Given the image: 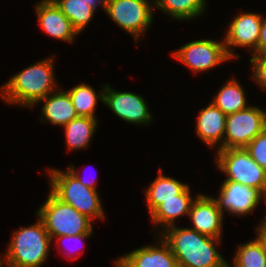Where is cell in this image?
I'll return each mask as SVG.
<instances>
[{"label": "cell", "mask_w": 266, "mask_h": 267, "mask_svg": "<svg viewBox=\"0 0 266 267\" xmlns=\"http://www.w3.org/2000/svg\"><path fill=\"white\" fill-rule=\"evenodd\" d=\"M158 235L170 246L178 267H228L229 262L217 251L222 239L177 224Z\"/></svg>", "instance_id": "cell-1"}, {"label": "cell", "mask_w": 266, "mask_h": 267, "mask_svg": "<svg viewBox=\"0 0 266 267\" xmlns=\"http://www.w3.org/2000/svg\"><path fill=\"white\" fill-rule=\"evenodd\" d=\"M53 54L12 75L0 88L1 99L8 103L33 109L48 94L59 89L54 71Z\"/></svg>", "instance_id": "cell-2"}, {"label": "cell", "mask_w": 266, "mask_h": 267, "mask_svg": "<svg viewBox=\"0 0 266 267\" xmlns=\"http://www.w3.org/2000/svg\"><path fill=\"white\" fill-rule=\"evenodd\" d=\"M3 260L7 267H41L50 255L52 239L42 220L12 232Z\"/></svg>", "instance_id": "cell-3"}, {"label": "cell", "mask_w": 266, "mask_h": 267, "mask_svg": "<svg viewBox=\"0 0 266 267\" xmlns=\"http://www.w3.org/2000/svg\"><path fill=\"white\" fill-rule=\"evenodd\" d=\"M50 190L62 202L69 204L81 214L105 220L103 205L97 190L86 187L67 169L48 168Z\"/></svg>", "instance_id": "cell-4"}, {"label": "cell", "mask_w": 266, "mask_h": 267, "mask_svg": "<svg viewBox=\"0 0 266 267\" xmlns=\"http://www.w3.org/2000/svg\"><path fill=\"white\" fill-rule=\"evenodd\" d=\"M36 211L52 241L58 236L93 234L94 221L62 202L51 191Z\"/></svg>", "instance_id": "cell-5"}, {"label": "cell", "mask_w": 266, "mask_h": 267, "mask_svg": "<svg viewBox=\"0 0 266 267\" xmlns=\"http://www.w3.org/2000/svg\"><path fill=\"white\" fill-rule=\"evenodd\" d=\"M216 168L226 174L224 181H234L259 189L266 196V170L262 168L245 148L214 151Z\"/></svg>", "instance_id": "cell-6"}, {"label": "cell", "mask_w": 266, "mask_h": 267, "mask_svg": "<svg viewBox=\"0 0 266 267\" xmlns=\"http://www.w3.org/2000/svg\"><path fill=\"white\" fill-rule=\"evenodd\" d=\"M153 0H107L106 14L122 30L128 32L135 40L141 36L153 23Z\"/></svg>", "instance_id": "cell-7"}, {"label": "cell", "mask_w": 266, "mask_h": 267, "mask_svg": "<svg viewBox=\"0 0 266 267\" xmlns=\"http://www.w3.org/2000/svg\"><path fill=\"white\" fill-rule=\"evenodd\" d=\"M266 128V110L255 105L226 116L223 149L245 148Z\"/></svg>", "instance_id": "cell-8"}, {"label": "cell", "mask_w": 266, "mask_h": 267, "mask_svg": "<svg viewBox=\"0 0 266 267\" xmlns=\"http://www.w3.org/2000/svg\"><path fill=\"white\" fill-rule=\"evenodd\" d=\"M171 55L194 73L211 70L231 60L226 52L223 38L220 41L214 39L191 41Z\"/></svg>", "instance_id": "cell-9"}, {"label": "cell", "mask_w": 266, "mask_h": 267, "mask_svg": "<svg viewBox=\"0 0 266 267\" xmlns=\"http://www.w3.org/2000/svg\"><path fill=\"white\" fill-rule=\"evenodd\" d=\"M103 104L120 119L130 124L149 126L153 122L150 106L142 95L114 90L106 83Z\"/></svg>", "instance_id": "cell-10"}, {"label": "cell", "mask_w": 266, "mask_h": 267, "mask_svg": "<svg viewBox=\"0 0 266 267\" xmlns=\"http://www.w3.org/2000/svg\"><path fill=\"white\" fill-rule=\"evenodd\" d=\"M218 197H213L219 210L225 214L248 216L259 206L261 200L266 203V196L257 188L242 185L234 181L222 182ZM265 198V199H264Z\"/></svg>", "instance_id": "cell-11"}, {"label": "cell", "mask_w": 266, "mask_h": 267, "mask_svg": "<svg viewBox=\"0 0 266 267\" xmlns=\"http://www.w3.org/2000/svg\"><path fill=\"white\" fill-rule=\"evenodd\" d=\"M232 19L223 39L228 56L231 59H238L240 56L235 53L234 47H245L248 51H254L257 48L263 15L241 11Z\"/></svg>", "instance_id": "cell-12"}, {"label": "cell", "mask_w": 266, "mask_h": 267, "mask_svg": "<svg viewBox=\"0 0 266 267\" xmlns=\"http://www.w3.org/2000/svg\"><path fill=\"white\" fill-rule=\"evenodd\" d=\"M158 238L153 245H144L116 258L114 267H178L170 246L160 235Z\"/></svg>", "instance_id": "cell-13"}, {"label": "cell", "mask_w": 266, "mask_h": 267, "mask_svg": "<svg viewBox=\"0 0 266 267\" xmlns=\"http://www.w3.org/2000/svg\"><path fill=\"white\" fill-rule=\"evenodd\" d=\"M189 219L191 229L210 237L222 239L224 214L219 210L213 196L199 194L192 202Z\"/></svg>", "instance_id": "cell-14"}, {"label": "cell", "mask_w": 266, "mask_h": 267, "mask_svg": "<svg viewBox=\"0 0 266 267\" xmlns=\"http://www.w3.org/2000/svg\"><path fill=\"white\" fill-rule=\"evenodd\" d=\"M34 6L38 23L47 35L67 43H72L79 35L56 4L41 0Z\"/></svg>", "instance_id": "cell-15"}, {"label": "cell", "mask_w": 266, "mask_h": 267, "mask_svg": "<svg viewBox=\"0 0 266 267\" xmlns=\"http://www.w3.org/2000/svg\"><path fill=\"white\" fill-rule=\"evenodd\" d=\"M226 116L212 102L198 113L196 123V134L211 149L223 150V137L226 128ZM219 146V147H218Z\"/></svg>", "instance_id": "cell-16"}, {"label": "cell", "mask_w": 266, "mask_h": 267, "mask_svg": "<svg viewBox=\"0 0 266 267\" xmlns=\"http://www.w3.org/2000/svg\"><path fill=\"white\" fill-rule=\"evenodd\" d=\"M41 102H43V105L40 120L43 123L50 122L51 125L64 127L78 117L71 97L66 90H62L60 87L59 90L57 89L39 100L34 106Z\"/></svg>", "instance_id": "cell-17"}, {"label": "cell", "mask_w": 266, "mask_h": 267, "mask_svg": "<svg viewBox=\"0 0 266 267\" xmlns=\"http://www.w3.org/2000/svg\"><path fill=\"white\" fill-rule=\"evenodd\" d=\"M190 186H188L180 195L179 199L165 200L160 204L151 214L150 219L153 222V227H161L157 230L158 233L163 232L166 228L174 226L175 221L181 216H189L192 202L199 195L195 197L191 195ZM160 231V232H159Z\"/></svg>", "instance_id": "cell-18"}, {"label": "cell", "mask_w": 266, "mask_h": 267, "mask_svg": "<svg viewBox=\"0 0 266 267\" xmlns=\"http://www.w3.org/2000/svg\"><path fill=\"white\" fill-rule=\"evenodd\" d=\"M162 172L163 170L160 168L156 179L144 190L149 214L165 200L179 199V195L189 186L175 178L163 175Z\"/></svg>", "instance_id": "cell-19"}, {"label": "cell", "mask_w": 266, "mask_h": 267, "mask_svg": "<svg viewBox=\"0 0 266 267\" xmlns=\"http://www.w3.org/2000/svg\"><path fill=\"white\" fill-rule=\"evenodd\" d=\"M211 102L225 115H230L247 108L250 104L246 98V91L235 78L229 79L219 88Z\"/></svg>", "instance_id": "cell-20"}, {"label": "cell", "mask_w": 266, "mask_h": 267, "mask_svg": "<svg viewBox=\"0 0 266 267\" xmlns=\"http://www.w3.org/2000/svg\"><path fill=\"white\" fill-rule=\"evenodd\" d=\"M98 119L78 116L63 128L65 129V139L67 151L88 148L96 129Z\"/></svg>", "instance_id": "cell-21"}, {"label": "cell", "mask_w": 266, "mask_h": 267, "mask_svg": "<svg viewBox=\"0 0 266 267\" xmlns=\"http://www.w3.org/2000/svg\"><path fill=\"white\" fill-rule=\"evenodd\" d=\"M207 0H153L154 10H161L170 18L190 21L202 16L206 10Z\"/></svg>", "instance_id": "cell-22"}, {"label": "cell", "mask_w": 266, "mask_h": 267, "mask_svg": "<svg viewBox=\"0 0 266 267\" xmlns=\"http://www.w3.org/2000/svg\"><path fill=\"white\" fill-rule=\"evenodd\" d=\"M105 87L106 84L102 86L99 92H96L90 85L80 83L72 87L70 90H66L71 97L78 116L97 118L95 109L98 100L103 103Z\"/></svg>", "instance_id": "cell-23"}, {"label": "cell", "mask_w": 266, "mask_h": 267, "mask_svg": "<svg viewBox=\"0 0 266 267\" xmlns=\"http://www.w3.org/2000/svg\"><path fill=\"white\" fill-rule=\"evenodd\" d=\"M71 21L78 34L82 33L95 15V10L84 0H60L56 3Z\"/></svg>", "instance_id": "cell-24"}, {"label": "cell", "mask_w": 266, "mask_h": 267, "mask_svg": "<svg viewBox=\"0 0 266 267\" xmlns=\"http://www.w3.org/2000/svg\"><path fill=\"white\" fill-rule=\"evenodd\" d=\"M237 247L232 259L233 265L228 264V267H266V253L257 238Z\"/></svg>", "instance_id": "cell-25"}, {"label": "cell", "mask_w": 266, "mask_h": 267, "mask_svg": "<svg viewBox=\"0 0 266 267\" xmlns=\"http://www.w3.org/2000/svg\"><path fill=\"white\" fill-rule=\"evenodd\" d=\"M245 149L249 152L251 158L266 170V128Z\"/></svg>", "instance_id": "cell-26"}, {"label": "cell", "mask_w": 266, "mask_h": 267, "mask_svg": "<svg viewBox=\"0 0 266 267\" xmlns=\"http://www.w3.org/2000/svg\"><path fill=\"white\" fill-rule=\"evenodd\" d=\"M249 61L252 64L251 79L259 88L266 90V54L252 56Z\"/></svg>", "instance_id": "cell-27"}, {"label": "cell", "mask_w": 266, "mask_h": 267, "mask_svg": "<svg viewBox=\"0 0 266 267\" xmlns=\"http://www.w3.org/2000/svg\"><path fill=\"white\" fill-rule=\"evenodd\" d=\"M250 54H252V56L266 54V17L264 16L260 27V35L257 43V48Z\"/></svg>", "instance_id": "cell-28"}, {"label": "cell", "mask_w": 266, "mask_h": 267, "mask_svg": "<svg viewBox=\"0 0 266 267\" xmlns=\"http://www.w3.org/2000/svg\"><path fill=\"white\" fill-rule=\"evenodd\" d=\"M93 234H80V235H65V236H58V237H55L54 239H55V242L57 241V242H61V243H56V245L58 246V249H59V247L63 244V242H64V244H65V241H67V242H78V243H80L81 242V244L83 243V240L85 239H88L89 237H91ZM66 242V243H67ZM61 244V245H60ZM64 244H63V246H64ZM66 247H68L67 245H66ZM65 246L63 247V248H66ZM79 247V246H78ZM68 249H70V247L68 248ZM72 249V248H71ZM74 249V248H73ZM80 249V248H79ZM77 250V249H76ZM66 251H69V250H66ZM72 252H74V250H72ZM70 253H71V250H70Z\"/></svg>", "instance_id": "cell-29"}, {"label": "cell", "mask_w": 266, "mask_h": 267, "mask_svg": "<svg viewBox=\"0 0 266 267\" xmlns=\"http://www.w3.org/2000/svg\"><path fill=\"white\" fill-rule=\"evenodd\" d=\"M66 169H68L76 177V179L80 181L83 185L93 190H97V181L95 180L96 178L95 179L90 178V180H87L86 178L81 177L80 173L73 164H70V166Z\"/></svg>", "instance_id": "cell-30"}, {"label": "cell", "mask_w": 266, "mask_h": 267, "mask_svg": "<svg viewBox=\"0 0 266 267\" xmlns=\"http://www.w3.org/2000/svg\"><path fill=\"white\" fill-rule=\"evenodd\" d=\"M262 219L255 230L257 232L256 238L261 243L263 250L266 253V216Z\"/></svg>", "instance_id": "cell-31"}, {"label": "cell", "mask_w": 266, "mask_h": 267, "mask_svg": "<svg viewBox=\"0 0 266 267\" xmlns=\"http://www.w3.org/2000/svg\"><path fill=\"white\" fill-rule=\"evenodd\" d=\"M91 8H93L95 11L97 10L96 8L102 7L103 11L106 10L107 6V0H84Z\"/></svg>", "instance_id": "cell-32"}, {"label": "cell", "mask_w": 266, "mask_h": 267, "mask_svg": "<svg viewBox=\"0 0 266 267\" xmlns=\"http://www.w3.org/2000/svg\"><path fill=\"white\" fill-rule=\"evenodd\" d=\"M42 1L47 2V3H51V4H56L60 0H42Z\"/></svg>", "instance_id": "cell-33"}, {"label": "cell", "mask_w": 266, "mask_h": 267, "mask_svg": "<svg viewBox=\"0 0 266 267\" xmlns=\"http://www.w3.org/2000/svg\"><path fill=\"white\" fill-rule=\"evenodd\" d=\"M4 265L6 266L5 261L2 260L1 256H0V267H2V266L5 267Z\"/></svg>", "instance_id": "cell-34"}]
</instances>
